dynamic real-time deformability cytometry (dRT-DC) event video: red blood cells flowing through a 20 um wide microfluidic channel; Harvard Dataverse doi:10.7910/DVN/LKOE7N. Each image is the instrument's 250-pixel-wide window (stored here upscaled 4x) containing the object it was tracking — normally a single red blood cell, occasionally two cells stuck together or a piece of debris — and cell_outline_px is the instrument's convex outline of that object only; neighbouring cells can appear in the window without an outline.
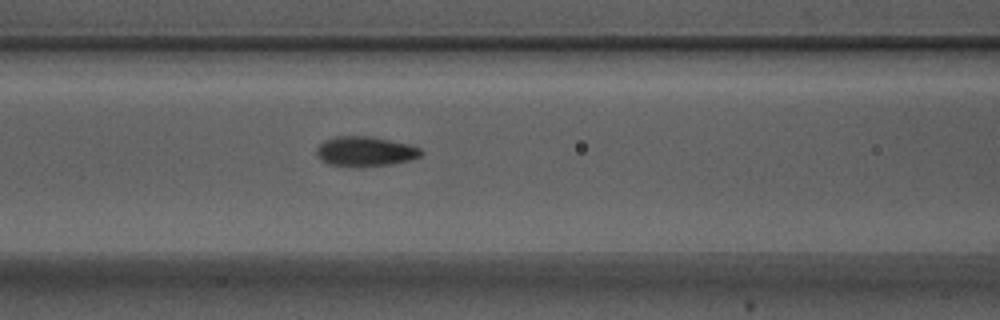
{"species": "Egyptian fruit bat (a non-hibernating species)", "species_latin": "Rousettus aegyptiacus", "temperature_condition": "warm", "stored_images_in_passage": 6, "camera_frame_rate_fps": 3000, "um_per_image_px": 0.085, "animal": {"sex": "male"}, "frame": {"image": 1, "passage_image": 6, "time_ms": 1.667, "image_size_px": [1000, 320], "cell_outline_px": [[424, 152], [420, 156], [412, 160], [392, 164], [352, 168], [328, 164], [320, 160], [316, 156], [316, 148], [324, 140], [336, 136], [368, 136], [408, 144], [420, 148]], "centroid_in_image_um": [31.01, 12.89], "position_along_channel_um": 135.6, "area_um2": 18.5}}